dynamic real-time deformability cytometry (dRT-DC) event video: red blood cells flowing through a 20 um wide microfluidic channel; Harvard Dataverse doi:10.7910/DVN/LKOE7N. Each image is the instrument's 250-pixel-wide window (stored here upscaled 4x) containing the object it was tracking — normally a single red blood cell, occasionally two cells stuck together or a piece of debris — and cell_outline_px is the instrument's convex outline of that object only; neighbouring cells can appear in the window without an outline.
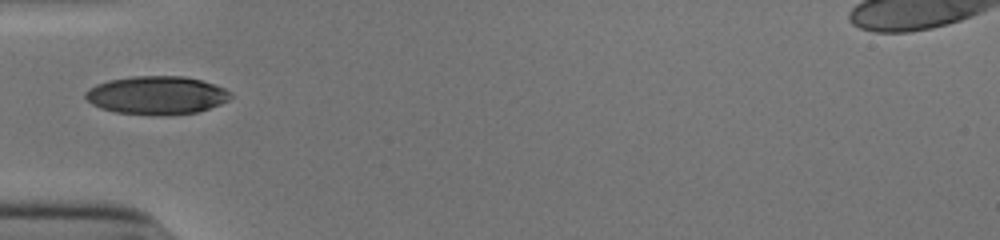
{"species": "human", "species_latin": "Homo sapiens", "temperature_condition": "cold", "stored_images_in_passage": 14, "camera_frame_rate_fps": 3000, "um_per_image_px": 0.085, "donor": {"sex": "male"}, "frame": {"image": 1, "passage_image": 1, "time_ms": 0.0, "image_size_px": [1000, 240], "cell_outline_px": [[232, 96], [228, 100], [220, 104], [196, 112], [164, 116], [152, 116], [116, 112], [100, 108], [92, 104], [84, 96], [84, 92], [88, 88], [96, 84], [108, 80], [132, 76], [184, 76], [200, 80], [224, 88], [232, 92]], "centroid_in_image_um": [13.29, 8.1], "position_along_channel_um": 71.7, "area_um2": 32.6}}
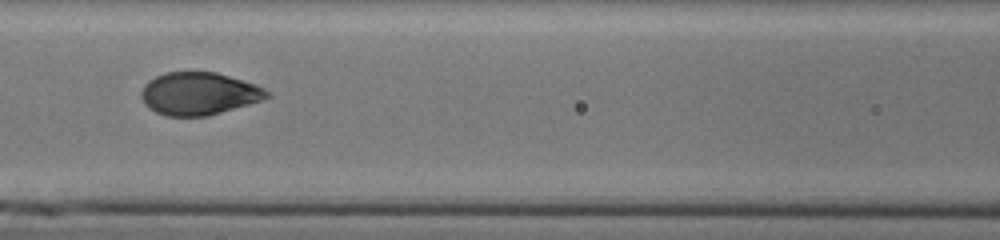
{"frame": {"image": 2, "passage_image": 7, "time_ms": 2.0, "image_size_px": [1000, 240], "cell_outline_px": [[272, 96], [248, 104], [208, 116], [164, 116], [148, 108], [144, 104], [140, 96], [140, 92], [144, 84], [148, 80], [164, 72], [216, 72], [256, 84], [264, 88]], "centroid_in_image_um": [16.86, 7.96], "position_along_channel_um": 149.7, "area_um2": 31.33}}
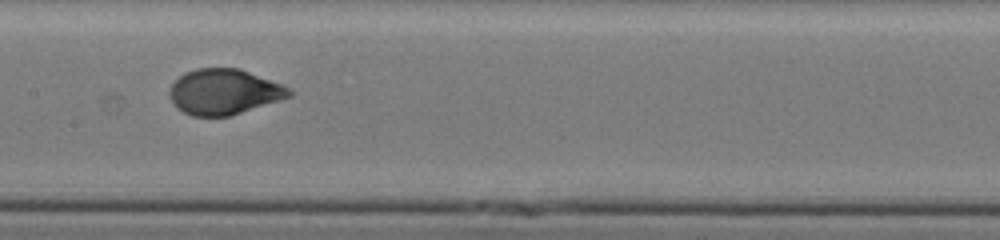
{"frame": {"image": 3, "passage_image": 10, "time_ms": 3.0, "image_size_px": [1000, 240], "cell_outline_px": [[292, 96], [228, 116], [192, 116], [176, 108], [172, 104], [168, 96], [168, 92], [172, 84], [180, 76], [196, 68], [240, 68], [280, 84], [288, 88], [292, 92]], "centroid_in_image_um": [18.99, 7.8], "position_along_channel_um": 188.4, "area_um2": 31.44}}